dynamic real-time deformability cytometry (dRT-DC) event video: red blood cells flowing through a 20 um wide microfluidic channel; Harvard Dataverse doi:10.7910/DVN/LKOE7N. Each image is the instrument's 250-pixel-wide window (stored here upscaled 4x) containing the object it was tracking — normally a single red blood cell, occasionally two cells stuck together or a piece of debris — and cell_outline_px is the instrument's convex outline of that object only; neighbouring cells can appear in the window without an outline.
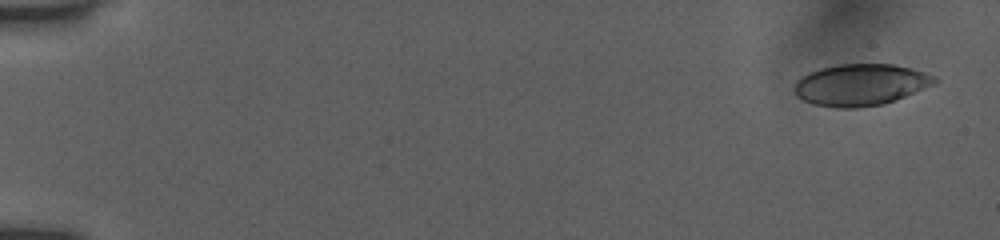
{"species": "human", "species_latin": "Homo sapiens", "temperature_condition": "room temperature", "stored_images_in_passage": 35, "camera_frame_rate_fps": 3000, "um_per_image_px": 0.085, "donor": {"sex": "female"}, "frame": {"image": 1, "passage_image": 2, "time_ms": 0.667, "image_size_px": [1000, 240], "cell_outline_px": [[940, 80], [936, 84], [884, 104], [856, 108], [836, 108], [812, 104], [796, 96], [792, 88], [796, 80], [800, 76], [808, 72], [820, 68], [836, 64], [892, 64], [924, 72], [936, 76]], "centroid_in_image_um": [73.11, 7.21], "position_along_channel_um": 11.9, "area_um2": 34.39}}
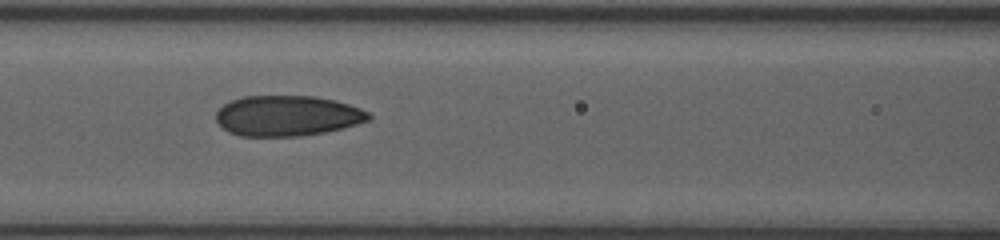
{"frame": {"image": 2, "passage_image": 21, "time_ms": 8.0, "image_size_px": [1000, 240], "cell_outline_px": [[372, 116], [368, 120], [356, 124], [324, 132], [300, 136], [240, 136], [228, 132], [216, 120], [216, 112], [224, 104], [232, 100], [244, 96], [316, 96], [348, 104], [360, 108], [368, 112]], "centroid_in_image_um": [24.4, 9.84], "position_along_channel_um": 142.2, "area_um2": 35.78}}
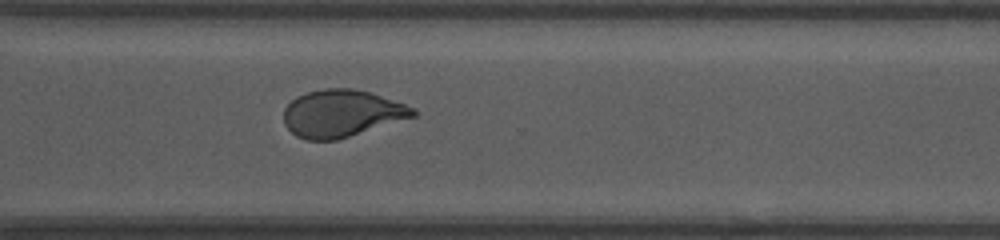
{"frame": {"image": 3, "passage_image": 35, "time_ms": 13.0, "image_size_px": [1000, 240], "cell_outline_px": [[416, 116], [336, 140], [308, 140], [296, 136], [284, 124], [284, 108], [296, 96], [308, 92], [324, 88], [352, 88], [368, 92], [404, 104], [412, 108], [416, 112]], "centroid_in_image_um": [29.0, 9.64], "position_along_channel_um": 341.6, "area_um2": 35.14}}